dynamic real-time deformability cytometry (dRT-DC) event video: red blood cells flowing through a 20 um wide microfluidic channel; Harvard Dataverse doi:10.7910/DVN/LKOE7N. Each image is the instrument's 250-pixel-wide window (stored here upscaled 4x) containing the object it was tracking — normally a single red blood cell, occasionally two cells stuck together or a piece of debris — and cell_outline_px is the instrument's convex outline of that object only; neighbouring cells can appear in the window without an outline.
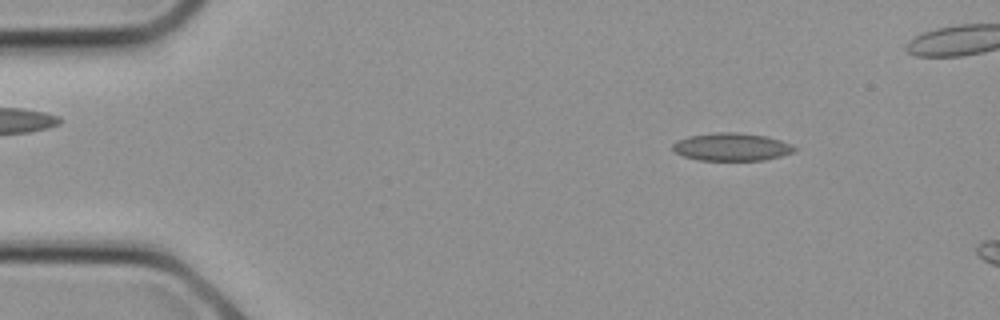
{"species": "common noctule bat (a hibernating species)", "species_latin": "Nyctalus noctula", "temperature_condition": "cold", "stored_images_in_passage": 5, "camera_frame_rate_fps": 3000, "um_per_image_px": 0.085, "animal": {"sex": "female", "body_mass_g": 21.9}, "frame": {"image": 1, "passage_image": 2, "time_ms": 0.333, "image_size_px": [1000, 320], "cell_outline_px": [[796, 148], [792, 152], [780, 156], [764, 160], [700, 160], [684, 156], [676, 152], [672, 148], [672, 144], [676, 140], [688, 136], [716, 132], [736, 132], [768, 136], [792, 144]], "centroid_in_image_um": [62.18, 12.47], "position_along_channel_um": 22.8, "area_um2": 19.71}}